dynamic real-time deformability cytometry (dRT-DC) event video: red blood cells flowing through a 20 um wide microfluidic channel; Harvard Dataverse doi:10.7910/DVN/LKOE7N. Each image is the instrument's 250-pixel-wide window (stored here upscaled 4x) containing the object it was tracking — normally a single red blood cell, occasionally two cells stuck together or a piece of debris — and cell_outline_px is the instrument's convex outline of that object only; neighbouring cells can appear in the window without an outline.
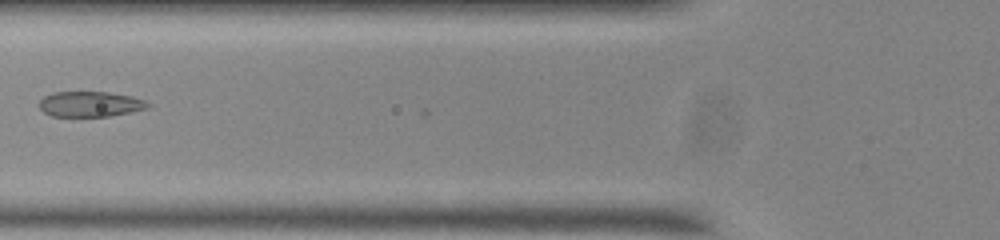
{"species": "common noctule bat (a hibernating species)", "species_latin": "Nyctalus noctula", "temperature_condition": "room temperature", "stored_images_in_passage": 5, "camera_frame_rate_fps": 3000, "um_per_image_px": 0.085, "animal": {"sex": "male", "body_mass_g": 20.0, "forearm_length_mm": 53.3}, "frame": {"image": 1, "passage_image": 2, "time_ms": 0.333, "image_size_px": [1000, 240], "cell_outline_px": [[152, 104], [148, 108], [108, 116], [52, 116], [44, 112], [40, 108], [40, 100], [44, 96], [52, 92], [108, 92], [132, 96], [144, 100]], "centroid_in_image_um": [7.67, 8.84], "position_along_channel_um": 118.1, "area_um2": 15.95}}